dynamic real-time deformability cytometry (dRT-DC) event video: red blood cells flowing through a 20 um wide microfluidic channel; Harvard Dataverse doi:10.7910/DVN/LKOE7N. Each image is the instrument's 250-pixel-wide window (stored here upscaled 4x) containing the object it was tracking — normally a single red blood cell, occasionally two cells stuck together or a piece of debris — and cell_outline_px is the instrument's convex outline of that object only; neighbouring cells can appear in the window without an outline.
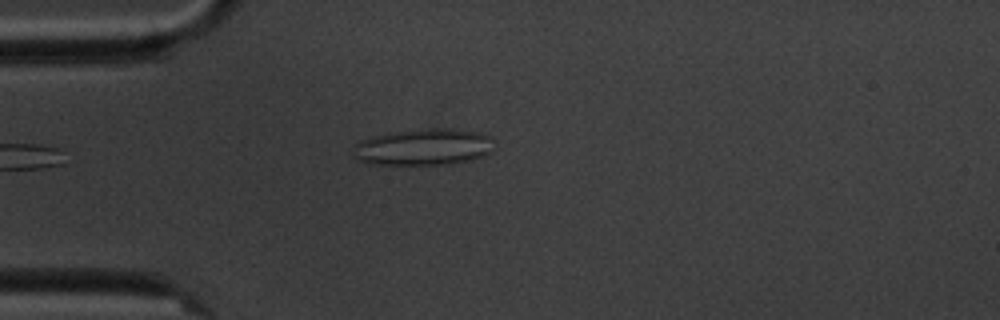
{"species": "common noctule bat (a hibernating species)", "species_latin": "Nyctalus noctula", "temperature_condition": "cold", "stored_images_in_passage": 5, "camera_frame_rate_fps": 3000, "um_per_image_px": 0.085, "animal": {"sex": "male", "body_mass_g": 20.1, "forearm_length_mm": 53.5}, "frame": {"image": 1, "passage_image": 5, "time_ms": 4.667, "image_size_px": [1000, 320], "cell_outline_px": [[492, 136], [488, 152], [480, 156], [468, 160], [444, 164], [368, 164], [356, 160], [352, 156], [352, 152], [356, 144], [360, 140], [376, 136], [396, 132], [424, 128], [452, 128], [480, 132]], "centroid_in_image_um": [35.93, 12.49], "position_along_channel_um": 49.1, "area_um2": 29.71}}